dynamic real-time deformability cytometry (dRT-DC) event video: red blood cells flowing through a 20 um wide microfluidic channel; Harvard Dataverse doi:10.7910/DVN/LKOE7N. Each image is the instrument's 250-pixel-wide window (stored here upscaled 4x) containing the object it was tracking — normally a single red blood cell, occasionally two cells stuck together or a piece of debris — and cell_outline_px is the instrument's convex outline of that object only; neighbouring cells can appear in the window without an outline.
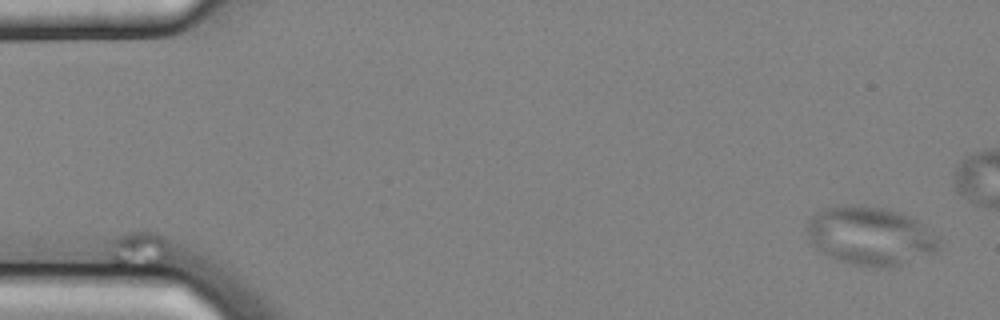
{"species": "common noctule bat (a hibernating species)", "species_latin": "Nyctalus noctula", "temperature_condition": "cold", "stored_images_in_passage": 14, "camera_frame_rate_fps": 3000, "um_per_image_px": 0.085, "animal": {"sex": "male", "body_mass_g": 20.4}, "frame": {"image": 1, "passage_image": 1, "time_ms": 0.0, "image_size_px": [1000, 320], "cell_outline_px": [[168, 260], [164, 264], [156, 268], [148, 268], [112, 264], [112, 244], [116, 240], [132, 232], [156, 232], [168, 244]], "centroid_in_image_um": [11.93, 21.28], "position_along_channel_um": 73.1, "area_um2": 12.48}}
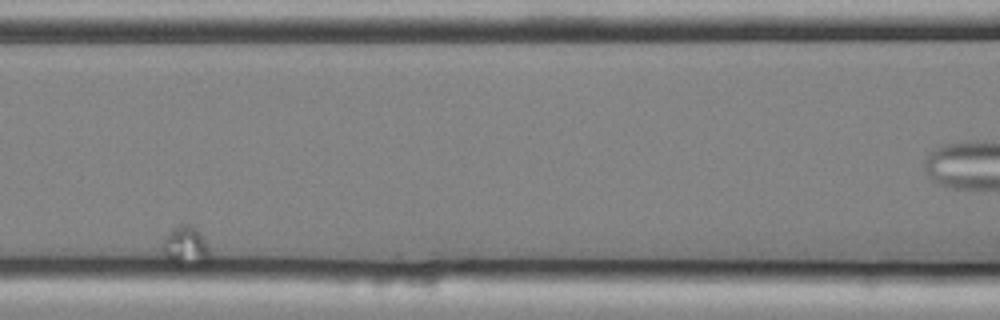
{"frame": {"image": 2, "passage_image": 5, "time_ms": 1.333, "image_size_px": [1000, 320], "cell_outline_px": [[212, 256], [208, 260], [196, 264], [176, 264], [168, 260], [164, 256], [160, 248], [160, 244], [164, 236], [172, 228], [180, 224], [188, 224], [196, 228], [204, 236], [208, 244]], "centroid_in_image_um": [15.75, 20.88], "position_along_channel_um": 150.8, "area_um2": 11.21}}
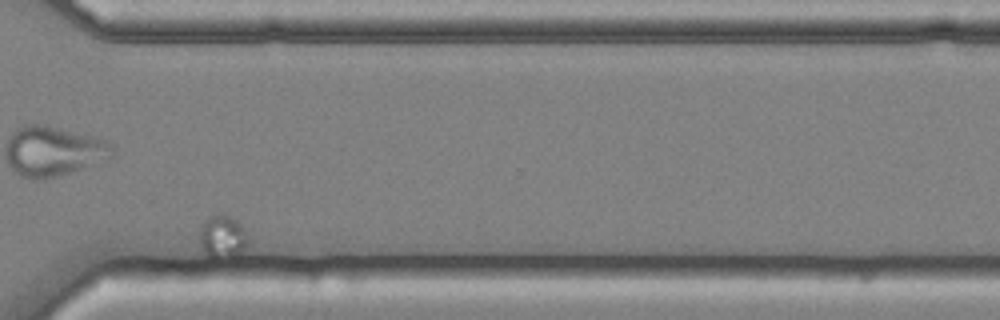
{"frame": {"image": 3, "passage_image": 12, "time_ms": 3.667, "image_size_px": [1000, 320], "cell_outline_px": [[248, 240], [244, 248], [236, 256], [208, 256], [204, 252], [200, 244], [200, 232], [208, 216], [224, 212], [232, 216], [240, 224], [248, 236]], "centroid_in_image_um": [18.92, 20.06], "position_along_channel_um": 351.7, "area_um2": 11.85}}